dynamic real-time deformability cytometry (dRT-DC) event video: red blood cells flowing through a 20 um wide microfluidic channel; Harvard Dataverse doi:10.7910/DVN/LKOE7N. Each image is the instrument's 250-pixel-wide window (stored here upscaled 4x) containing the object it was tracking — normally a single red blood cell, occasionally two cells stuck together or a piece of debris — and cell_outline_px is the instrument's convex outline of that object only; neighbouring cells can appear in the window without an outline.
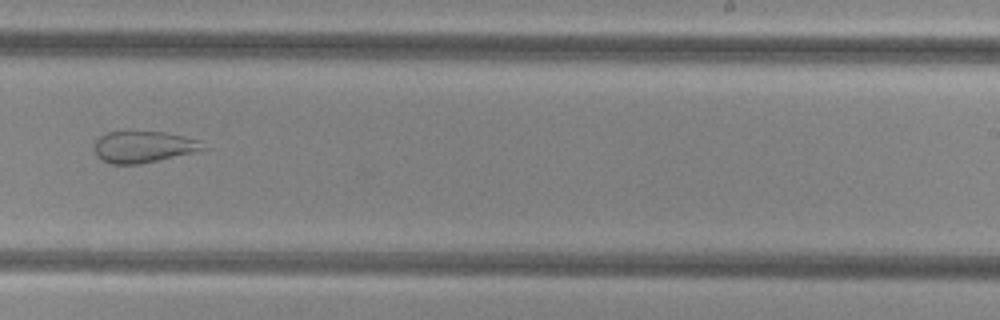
{"species": "common noctule bat (a hibernating species)", "species_latin": "Nyctalus noctula", "temperature_condition": "cold", "stored_images_in_passage": 33, "camera_frame_rate_fps": 3000, "um_per_image_px": 0.085, "animal": {"sex": "female", "body_mass_g": 29.2, "forearm_length_mm": 56.3}, "frame": {"image": 1, "passage_image": 21, "time_ms": 6.667, "image_size_px": [1000, 320], "cell_outline_px": [[208, 148], [196, 152], [136, 164], [112, 164], [96, 156], [92, 144], [100, 136], [108, 132], [128, 128], [164, 132], [184, 136], [200, 140]], "centroid_in_image_um": [12.16, 12.42], "position_along_channel_um": 276.8, "area_um2": 20.69}}
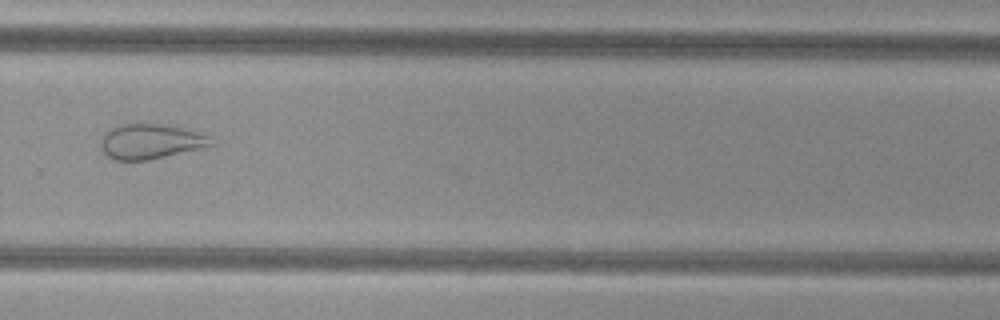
{"frame": {"image": 2, "passage_image": 24, "time_ms": 7.667, "image_size_px": [1000, 320], "cell_outline_px": [[216, 144], [204, 148], [148, 160], [112, 160], [104, 152], [100, 144], [100, 136], [108, 128], [120, 124], [160, 124], [184, 128], [208, 136]], "centroid_in_image_um": [12.77, 12.03], "position_along_channel_um": 317.0, "area_um2": 22.66}}
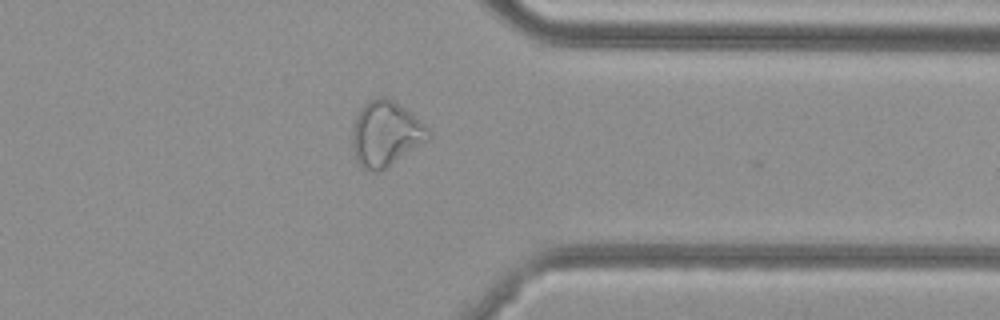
{"frame": {"image": 3, "passage_image": 29, "time_ms": 9.333, "image_size_px": [1000, 320], "cell_outline_px": [[432, 136], [392, 164], [380, 172], [364, 172], [356, 160], [352, 148], [352, 128], [356, 116], [360, 108], [368, 100], [376, 96], [384, 96], [400, 104], [424, 124], [428, 128]], "centroid_in_image_um": [32.73, 11.38], "position_along_channel_um": 378.7, "area_um2": 29.07}}